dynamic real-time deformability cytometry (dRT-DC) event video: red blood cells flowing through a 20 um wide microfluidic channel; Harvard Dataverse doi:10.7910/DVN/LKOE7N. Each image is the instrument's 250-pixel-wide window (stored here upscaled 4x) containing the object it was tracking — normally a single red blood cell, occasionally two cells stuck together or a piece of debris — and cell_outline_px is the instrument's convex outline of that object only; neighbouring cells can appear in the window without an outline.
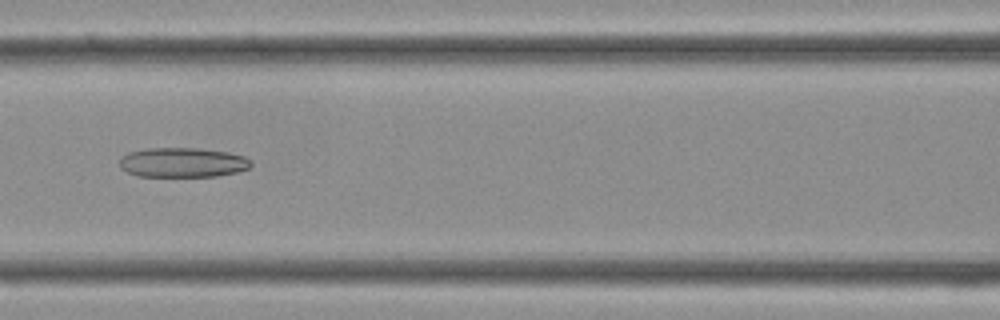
{"species": "Egyptian fruit bat (a non-hibernating species)", "species_latin": "Rousettus aegyptiacus", "temperature_condition": "cold", "stored_images_in_passage": 31, "camera_frame_rate_fps": 3000, "um_per_image_px": 0.085, "frame": {"image": 1, "passage_image": 11, "time_ms": 3.333, "image_size_px": [1000, 320], "cell_outline_px": [[252, 164], [248, 168], [236, 172], [216, 176], [136, 176], [120, 168], [120, 156], [128, 152], [148, 148], [200, 148], [228, 152], [244, 156], [252, 160]], "centroid_in_image_um": [15.51, 13.8], "position_along_channel_um": 151.1, "area_um2": 22.83}}
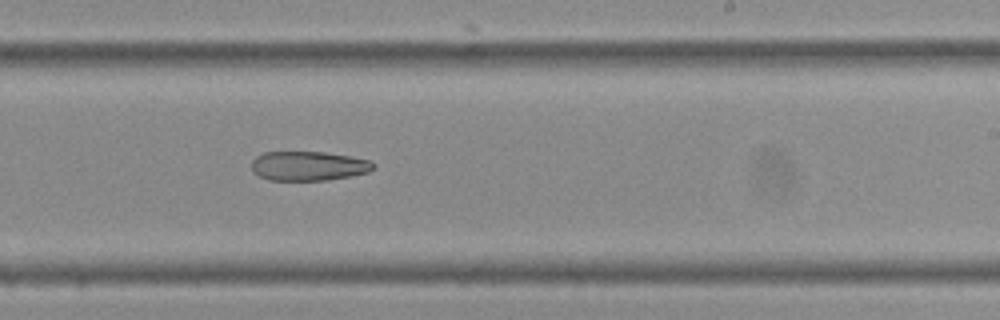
{"frame": {"image": 2, "passage_image": 17, "time_ms": 5.333, "image_size_px": [1000, 320], "cell_outline_px": [[376, 168], [368, 172], [352, 176], [328, 180], [268, 180], [252, 172], [252, 160], [256, 156], [264, 152], [324, 152], [348, 156], [368, 160], [376, 164]], "centroid_in_image_um": [26.22, 14.11], "position_along_channel_um": 262.8, "area_um2": 20.92}}
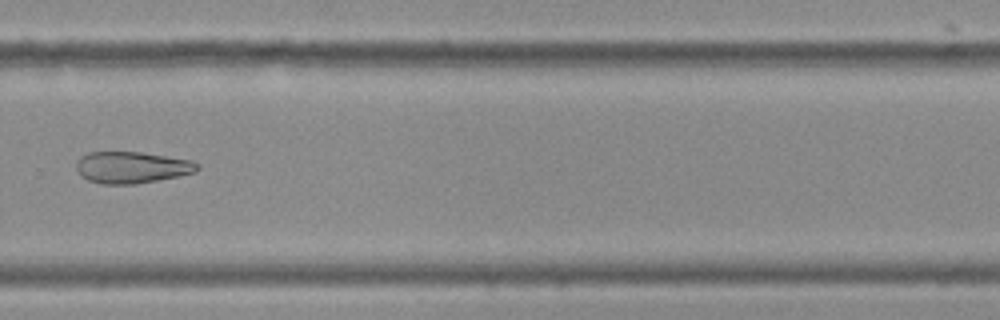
{"frame": {"image": 3, "passage_image": 20, "time_ms": 6.333, "image_size_px": [1000, 320], "cell_outline_px": [[200, 168], [196, 172], [136, 184], [100, 184], [88, 180], [76, 168], [76, 164], [80, 156], [88, 152], [140, 152], [192, 160], [200, 164]], "centroid_in_image_um": [11.22, 14.22], "position_along_channel_um": 318.6, "area_um2": 22.2}}